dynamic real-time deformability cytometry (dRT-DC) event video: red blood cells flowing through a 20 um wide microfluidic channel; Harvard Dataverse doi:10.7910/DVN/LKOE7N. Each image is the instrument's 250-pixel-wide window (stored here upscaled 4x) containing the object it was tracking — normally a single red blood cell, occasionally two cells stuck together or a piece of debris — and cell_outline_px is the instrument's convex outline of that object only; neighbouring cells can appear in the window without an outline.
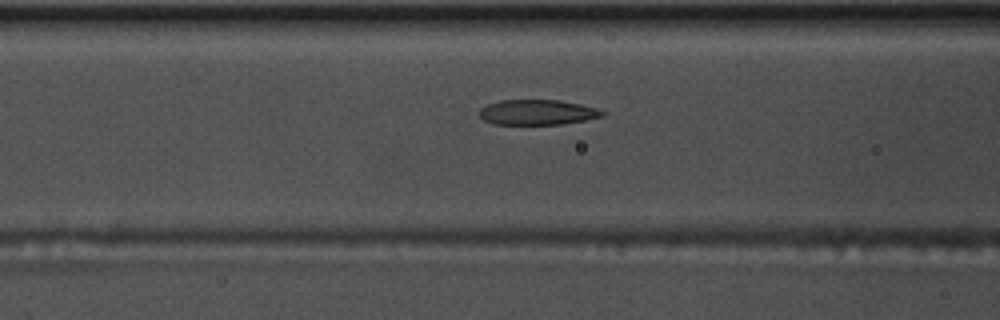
{"species": "common noctule bat (a hibernating species)", "species_latin": "Nyctalus noctula", "temperature_condition": "warm", "stored_images_in_passage": 40, "camera_frame_rate_fps": 3000, "um_per_image_px": 0.085, "animal": {"sex": "male", "body_mass_g": 17.5, "forearm_length_mm": 52.3}, "frame": {"image": 1, "passage_image": 7, "time_ms": 2.0, "image_size_px": [1000, 320], "cell_outline_px": [[604, 116], [584, 120], [560, 124], [492, 124], [484, 120], [480, 116], [480, 108], [488, 104], [500, 100], [560, 100], [600, 108], [604, 112]], "centroid_in_image_um": [45.69, 9.54], "position_along_channel_um": 120.9, "area_um2": 18.03}}
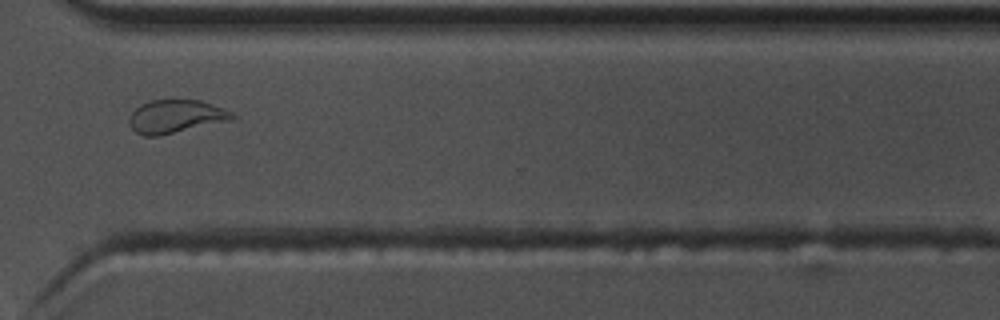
{"frame": {"image": 2, "passage_image": 26, "time_ms": 8.333, "image_size_px": [1000, 320], "cell_outline_px": [[236, 116], [232, 120], [160, 136], [144, 136], [136, 132], [132, 128], [128, 120], [128, 116], [140, 104], [152, 100], [200, 100], [224, 108], [232, 112]], "centroid_in_image_um": [14.94, 9.9], "position_along_channel_um": 355.7, "area_um2": 20.06}}
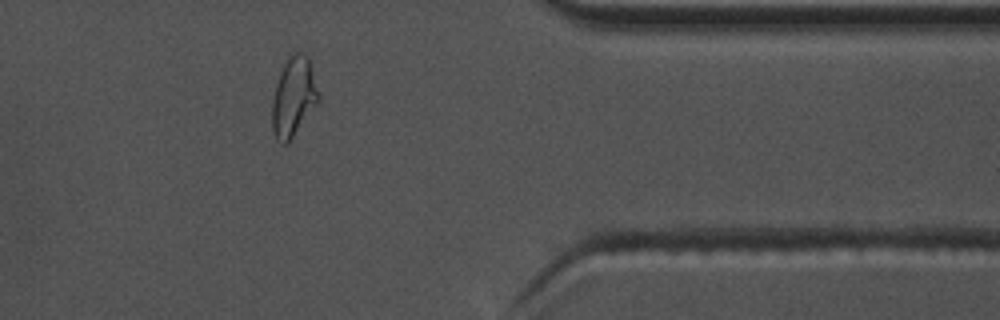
{"frame": {"image": 3, "passage_image": 30, "time_ms": 9.667, "image_size_px": [1000, 320], "cell_outline_px": [[320, 100], [288, 144], [280, 144], [276, 140], [272, 128], [272, 100], [276, 84], [284, 60], [288, 52], [304, 52], [308, 56], [320, 92]], "centroid_in_image_um": [24.96, 8.2], "position_along_channel_um": 386.4, "area_um2": 22.08}, "authors_computed_cell_mechanics": {"area_um2": 19.363, "velocity_mm_per_s": 3.7093, "shape_relaxation_time_tau1_ms": 5.5271, "shape_relaxation_time_tau2_ms": 1.0617, "deformation_change_tau1": 0.201, "deformation_change_tau2": 0.0696}}